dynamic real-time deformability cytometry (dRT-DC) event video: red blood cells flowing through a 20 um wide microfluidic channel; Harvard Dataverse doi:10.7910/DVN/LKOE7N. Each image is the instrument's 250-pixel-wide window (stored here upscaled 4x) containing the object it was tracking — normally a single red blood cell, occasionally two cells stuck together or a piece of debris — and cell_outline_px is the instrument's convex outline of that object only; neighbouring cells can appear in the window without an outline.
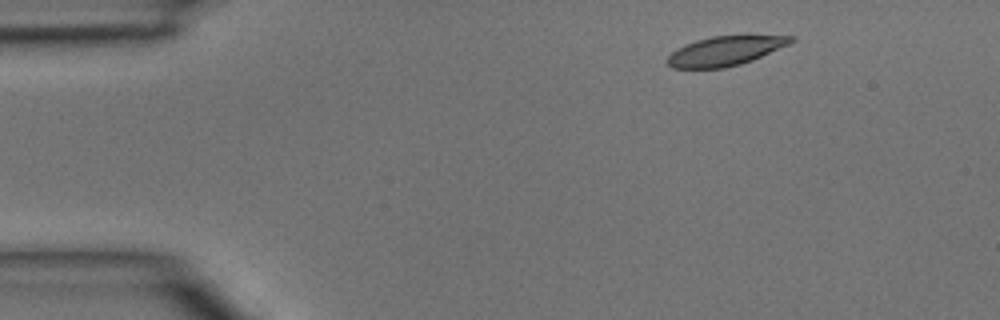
{"species": "common noctule bat (a hibernating species)", "species_latin": "Nyctalus noctula", "temperature_condition": "room temperature", "stored_images_in_passage": 3, "camera_frame_rate_fps": 3000, "um_per_image_px": 0.085, "animal": {"sex": "male", "body_mass_g": 15.6}, "frame": {"image": 1, "passage_image": 1, "time_ms": 0.0, "image_size_px": [1000, 320], "cell_outline_px": [[796, 40], [792, 44], [752, 60], [740, 64], [724, 68], [672, 68], [664, 60], [676, 48], [684, 44], [696, 40], [712, 36], [796, 36]], "centroid_in_image_um": [61.65, 4.33], "position_along_channel_um": 23.4, "area_um2": 21.27}}